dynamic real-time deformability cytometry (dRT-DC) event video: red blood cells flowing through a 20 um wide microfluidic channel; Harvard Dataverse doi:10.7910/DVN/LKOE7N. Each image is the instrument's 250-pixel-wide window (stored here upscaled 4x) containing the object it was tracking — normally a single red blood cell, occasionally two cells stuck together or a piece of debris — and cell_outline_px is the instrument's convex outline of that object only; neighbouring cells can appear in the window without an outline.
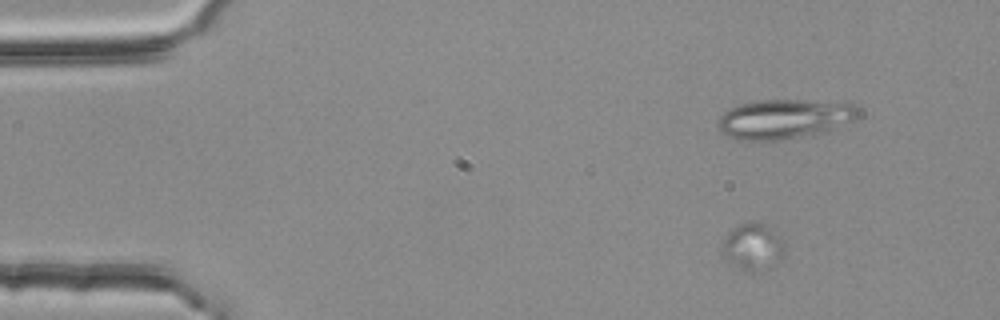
{"species": "common noctule bat (a hibernating species)", "species_latin": "Nyctalus noctula", "temperature_condition": "room temperature", "stored_images_in_passage": 4, "camera_frame_rate_fps": 3000, "um_per_image_px": 0.085, "animal": {"sex": "female", "body_mass_g": 25.1}, "frame": {"image": 1, "passage_image": 2, "time_ms": 0.333, "image_size_px": [1000, 320], "cell_outline_px": [[784, 256], [768, 272], [752, 272], [728, 264], [724, 260], [724, 240], [740, 224], [748, 220], [768, 220], [784, 240]], "centroid_in_image_um": [64.11, 20.96], "position_along_channel_um": 20.9, "area_um2": 17.98}}